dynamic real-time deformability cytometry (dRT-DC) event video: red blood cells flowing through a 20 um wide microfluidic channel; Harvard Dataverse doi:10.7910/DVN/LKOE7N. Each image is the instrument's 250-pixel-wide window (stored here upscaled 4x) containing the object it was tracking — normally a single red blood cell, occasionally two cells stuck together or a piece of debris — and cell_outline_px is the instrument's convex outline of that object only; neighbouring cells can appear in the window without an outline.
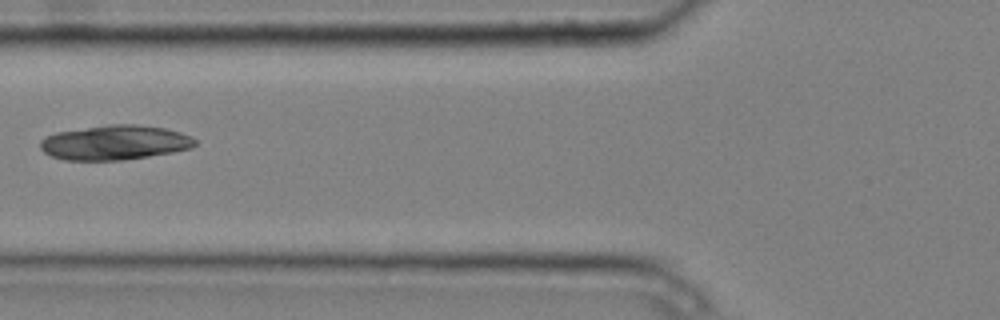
{"species": "common noctule bat (a hibernating species)", "species_latin": "Nyctalus noctula", "temperature_condition": "cold", "stored_images_in_passage": 7, "camera_frame_rate_fps": 3000, "um_per_image_px": 0.085, "animal": {"sex": "male", "body_mass_g": 20.4}, "frame": {"image": 1, "passage_image": 6, "time_ms": 1.667, "image_size_px": [1000, 320], "cell_outline_px": [[196, 144], [192, 148], [172, 152], [124, 160], [64, 160], [52, 156], [44, 152], [40, 148], [40, 140], [56, 132], [108, 124], [132, 124], [164, 128], [180, 132], [192, 136], [196, 140]], "centroid_in_image_um": [9.76, 12.12], "position_along_channel_um": 116.0, "area_um2": 31.21}}
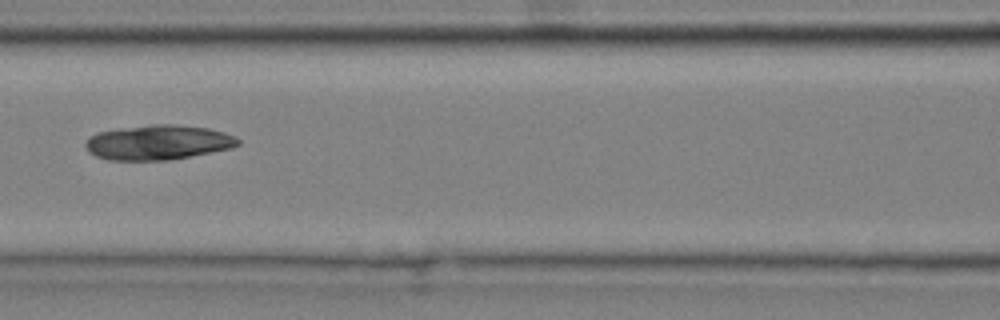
{"frame": {"image": 2, "passage_image": 7, "time_ms": 2.0, "image_size_px": [1000, 320], "cell_outline_px": [[240, 144], [232, 148], [212, 152], [168, 160], [108, 160], [96, 156], [88, 152], [84, 144], [96, 132], [120, 128], [152, 124], [176, 124], [208, 128], [224, 132], [236, 136], [240, 140]], "centroid_in_image_um": [13.46, 12.1], "position_along_channel_um": 153.1, "area_um2": 31.04}}